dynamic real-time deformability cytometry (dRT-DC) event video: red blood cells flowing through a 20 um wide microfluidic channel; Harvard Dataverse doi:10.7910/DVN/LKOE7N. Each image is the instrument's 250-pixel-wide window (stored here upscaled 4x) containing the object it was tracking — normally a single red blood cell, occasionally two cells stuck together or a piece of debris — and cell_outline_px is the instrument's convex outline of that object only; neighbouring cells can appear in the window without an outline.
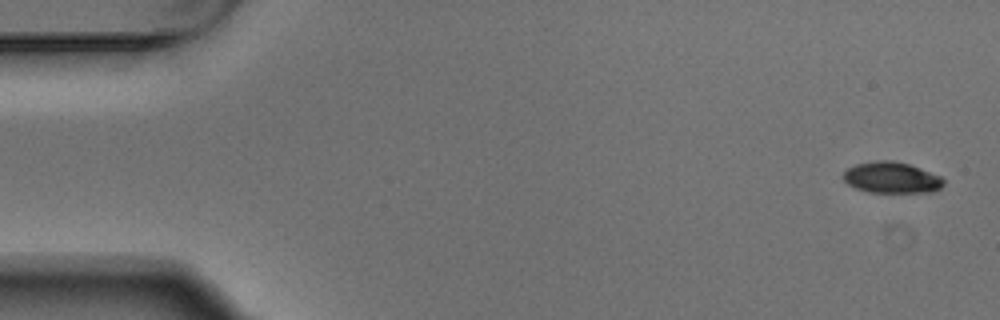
{"species": "Egyptian fruit bat (a non-hibernating species)", "species_latin": "Rousettus aegyptiacus", "temperature_condition": "warm", "stored_images_in_passage": 4, "camera_frame_rate_fps": 3000, "um_per_image_px": 0.085, "animal": {"sex": "male"}, "frame": {"image": 1, "passage_image": 1, "time_ms": 0.0, "image_size_px": [1000, 320], "cell_outline_px": [[944, 184], [940, 188], [932, 192], [868, 192], [856, 188], [848, 184], [844, 180], [844, 172], [848, 168], [856, 164], [876, 160], [892, 160], [908, 164], [940, 176], [944, 180]], "centroid_in_image_um": [75.78, 15.1], "position_along_channel_um": 9.2, "area_um2": 18.03}}
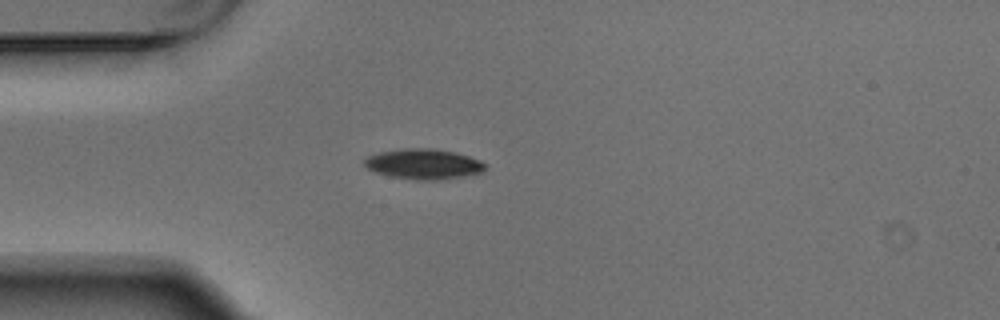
{"frame": {"image": 2, "passage_image": 4, "time_ms": 1.0, "image_size_px": [1000, 320], "cell_outline_px": [[484, 172], [464, 176], [436, 180], [416, 180], [388, 176], [376, 172], [368, 168], [364, 164], [364, 160], [368, 156], [380, 152], [404, 148], [432, 148], [456, 152], [480, 160], [484, 164]], "centroid_in_image_um": [36.0, 13.94], "position_along_channel_um": 49.0, "area_um2": 21.27}}